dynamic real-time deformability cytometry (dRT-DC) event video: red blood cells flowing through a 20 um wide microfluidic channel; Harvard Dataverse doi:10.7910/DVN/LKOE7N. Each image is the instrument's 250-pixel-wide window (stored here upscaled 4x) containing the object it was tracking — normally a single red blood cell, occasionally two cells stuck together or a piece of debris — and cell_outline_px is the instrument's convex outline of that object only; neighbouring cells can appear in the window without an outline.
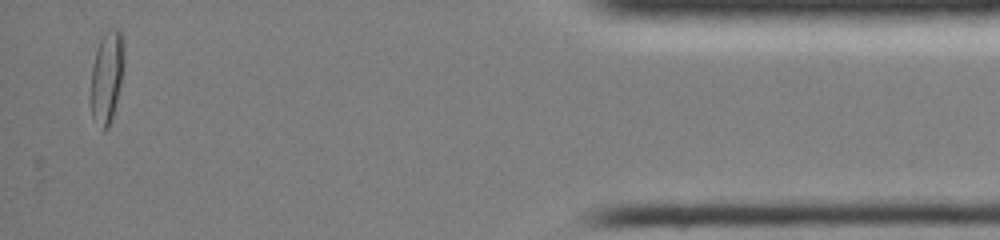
{"species": "common noctule bat (a hibernating species)", "species_latin": "Nyctalus noctula", "temperature_condition": "room temperature", "stored_images_in_passage": 46, "camera_frame_rate_fps": 3000, "um_per_image_px": 0.085, "animal": {"sex": "female", "body_mass_g": 19.0, "forearm_length_mm": 51.5}, "frame": {"image": 1, "passage_image": 46, "time_ms": 15.0, "image_size_px": [1000, 240], "cell_outline_px": [[124, 72], [112, 120], [108, 128], [104, 132], [100, 132], [92, 116], [92, 68], [96, 52], [100, 40], [104, 32], [108, 28], [116, 28], [124, 36]], "centroid_in_image_um": [9.12, 6.55], "position_along_channel_um": 426.1, "area_um2": 18.21}}